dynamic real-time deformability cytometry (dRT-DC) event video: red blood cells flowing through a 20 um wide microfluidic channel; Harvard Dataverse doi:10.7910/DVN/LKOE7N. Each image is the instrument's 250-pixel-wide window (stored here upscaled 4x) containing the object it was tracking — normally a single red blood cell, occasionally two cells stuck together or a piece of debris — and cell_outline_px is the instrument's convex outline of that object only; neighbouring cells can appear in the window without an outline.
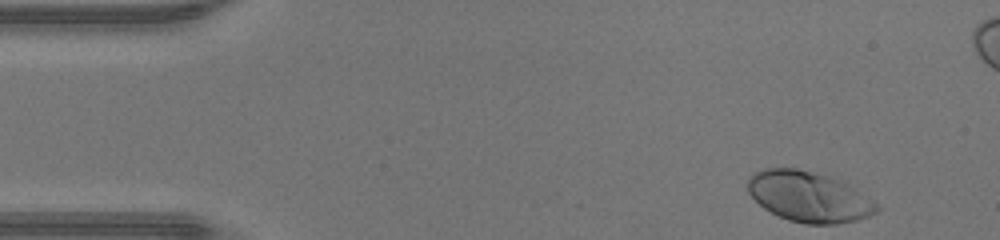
{"species": "human", "species_latin": "Homo sapiens", "temperature_condition": "warm", "stored_images_in_passage": 36, "camera_frame_rate_fps": 3000, "um_per_image_px": 0.085, "donor": {"sex": "male"}, "frame": {"image": 1, "passage_image": 1, "time_ms": 0.0, "image_size_px": [1000, 240], "cell_outline_px": [[880, 208], [876, 212], [868, 216], [856, 220], [836, 224], [804, 224], [788, 220], [764, 208], [748, 192], [748, 180], [756, 172], [764, 168], [796, 168], [840, 176], [872, 200]], "centroid_in_image_um": [68.8, 16.69], "position_along_channel_um": 16.2, "area_um2": 38.32}}
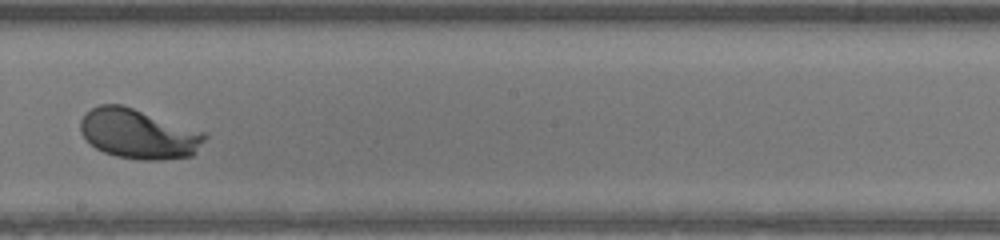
{"frame": {"image": 2, "passage_image": 23, "time_ms": 7.333, "image_size_px": [1000, 240], "cell_outline_px": [[208, 136], [196, 152], [192, 156], [160, 160], [140, 160], [116, 156], [104, 152], [96, 148], [80, 132], [80, 120], [92, 108], [100, 104], [120, 104], [208, 132]], "centroid_in_image_um": [11.82, 11.38], "position_along_channel_um": 236.4, "area_um2": 36.13}}
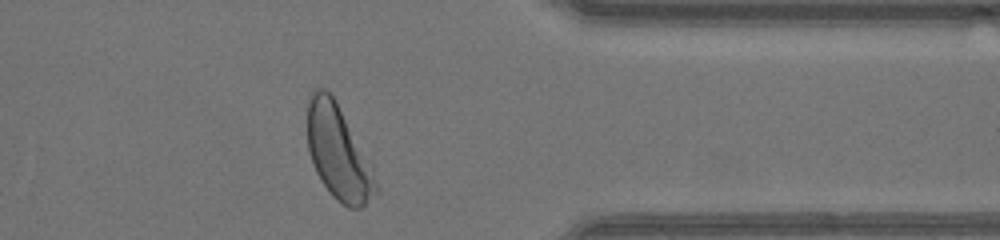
{"frame": {"image": 3, "passage_image": 34, "time_ms": 11.0, "image_size_px": [1000, 240], "cell_outline_px": [[380, 192], [360, 208], [348, 208], [336, 200], [332, 196], [320, 180], [312, 164], [308, 152], [308, 100], [312, 92], [316, 88], [324, 88], [332, 96], [372, 164], [380, 188]], "centroid_in_image_um": [28.78, 13.04], "position_along_channel_um": 382.6, "area_um2": 37.63}, "authors_computed_cell_mechanics": {"area_um2": 35.9805, "velocity_mm_per_s": 4.3858, "shape_relaxation_time_tau1_ms": 1.8358, "shape_relaxation_time_tau2_ms": null, "deformation_change_tau1": 0.1631, "deformation_change_tau2": null}}